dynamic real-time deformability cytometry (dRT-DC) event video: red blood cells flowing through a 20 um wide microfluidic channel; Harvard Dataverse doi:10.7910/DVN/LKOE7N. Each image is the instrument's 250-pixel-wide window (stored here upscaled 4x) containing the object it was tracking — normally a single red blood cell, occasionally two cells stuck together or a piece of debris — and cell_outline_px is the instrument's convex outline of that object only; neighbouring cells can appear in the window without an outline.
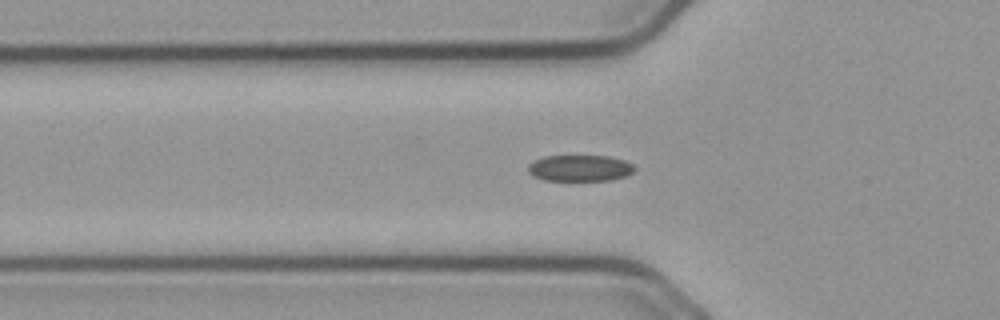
{"species": "common noctule bat (a hibernating species)", "species_latin": "Nyctalus noctula", "temperature_condition": "cold", "stored_images_in_passage": 41, "segment_of_instrument_passage": [1, 2], "camera_frame_rate_fps": 3000, "um_per_image_px": 0.085, "animal": {"sex": "male", "body_mass_g": 23.1, "forearm_length_mm": 52.7}, "frame": {"image": 1, "passage_image": 3, "time_ms": 0.667, "image_size_px": [1000, 320], "cell_outline_px": [[636, 168], [632, 172], [624, 176], [612, 180], [544, 180], [532, 176], [528, 172], [528, 164], [532, 160], [544, 156], [608, 156], [624, 160], [632, 164]], "centroid_in_image_um": [49.24, 14.28], "position_along_channel_um": 76.6, "area_um2": 16.36}}
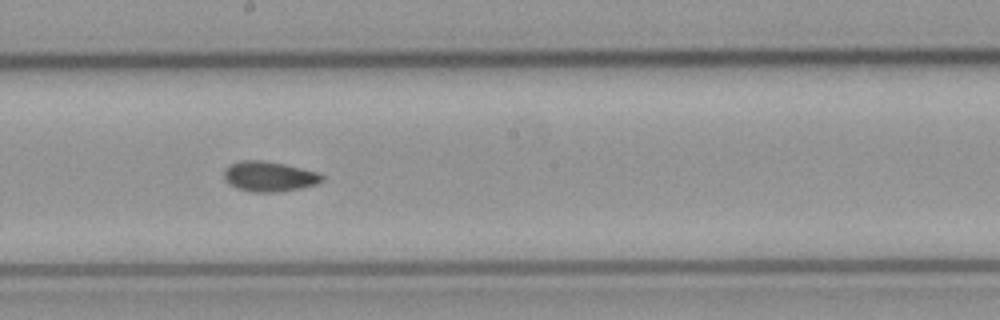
{"frame": {"image": 2, "passage_image": 15, "time_ms": 4.667, "image_size_px": [1000, 320], "cell_outline_px": [[324, 180], [316, 184], [300, 188], [276, 192], [252, 192], [236, 188], [228, 184], [224, 180], [224, 168], [232, 164], [244, 160], [260, 160], [284, 164], [316, 172], [324, 176]], "centroid_in_image_um": [22.85, 15.01], "position_along_channel_um": 225.4, "area_um2": 17.11}}
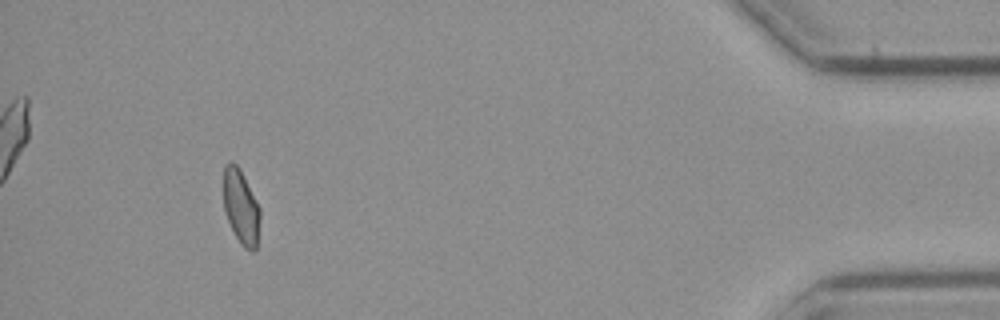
{"frame": {"image": 3, "passage_image": 36, "time_ms": 11.667, "image_size_px": [1000, 320], "cell_outline_px": [[260, 220], [256, 248], [252, 252], [244, 248], [240, 244], [224, 212], [224, 164], [232, 160], [240, 168], [260, 208]], "centroid_in_image_um": [20.48, 17.57], "position_along_channel_um": 414.7, "area_um2": 15.9}}